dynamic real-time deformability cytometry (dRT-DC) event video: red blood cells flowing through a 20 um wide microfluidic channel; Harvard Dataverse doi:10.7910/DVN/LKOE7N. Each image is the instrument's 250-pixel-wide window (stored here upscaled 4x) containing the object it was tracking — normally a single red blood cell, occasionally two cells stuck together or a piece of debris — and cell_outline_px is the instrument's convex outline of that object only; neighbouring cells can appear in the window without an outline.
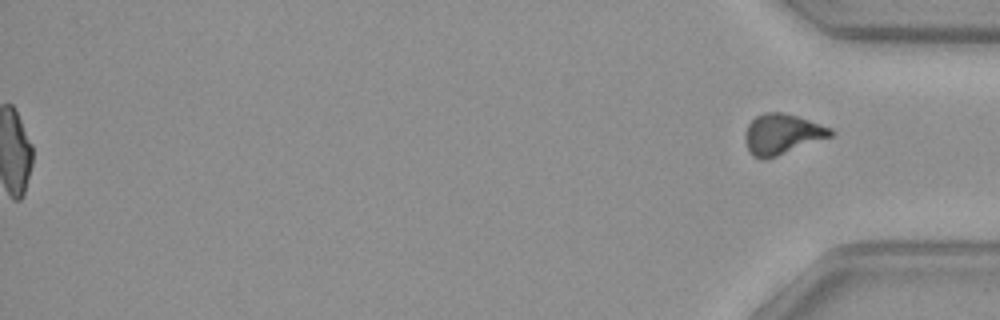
{"species": "common noctule bat (a hibernating species)", "species_latin": "Nyctalus noctula", "temperature_condition": "warm", "stored_images_in_passage": 53, "segment_of_instrument_passage": [2, 2], "camera_frame_rate_fps": 3000, "um_per_image_px": 0.085, "animal": {"sex": "female", "body_mass_g": 29.2, "forearm_length_mm": 56.3}, "frame": {"image": 1, "passage_image": 53, "time_ms": 17.333, "image_size_px": [1000, 320], "cell_outline_px": [[836, 132], [832, 136], [776, 156], [764, 160], [760, 160], [752, 156], [748, 152], [744, 140], [744, 136], [748, 124], [756, 116], [764, 112], [784, 112], [832, 128]], "centroid_in_image_um": [66.44, 11.41], "position_along_channel_um": 368.8, "area_um2": 20.23}}